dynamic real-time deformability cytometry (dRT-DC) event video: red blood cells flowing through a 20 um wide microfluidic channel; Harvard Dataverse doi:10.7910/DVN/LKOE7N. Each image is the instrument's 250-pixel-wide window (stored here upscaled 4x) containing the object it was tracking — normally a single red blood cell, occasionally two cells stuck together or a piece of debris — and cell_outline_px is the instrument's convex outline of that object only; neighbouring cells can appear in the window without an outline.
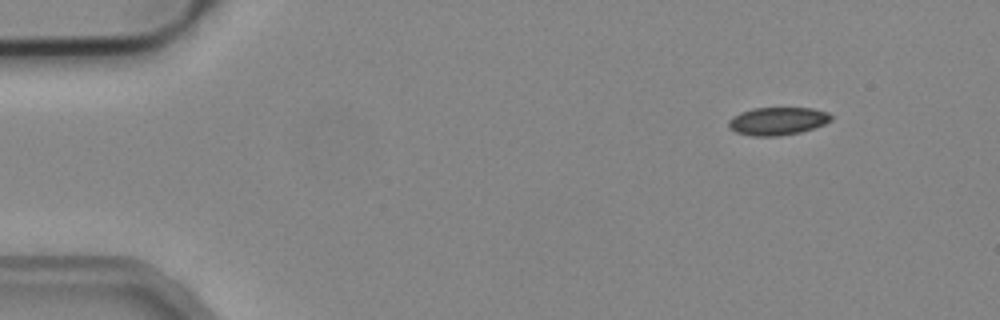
{"species": "common noctule bat (a hibernating species)", "species_latin": "Nyctalus noctula", "temperature_condition": "cold", "stored_images_in_passage": 5, "camera_frame_rate_fps": 3000, "um_per_image_px": 0.085, "animal": {"sex": "male", "body_mass_g": 19.2, "forearm_length_mm": 51.8}, "frame": {"image": 1, "passage_image": 1, "time_ms": 0.0, "image_size_px": [1000, 320], "cell_outline_px": [[832, 120], [824, 124], [800, 132], [776, 136], [752, 136], [736, 132], [728, 128], [728, 120], [732, 116], [740, 112], [752, 108], [812, 108], [828, 112], [832, 116]], "centroid_in_image_um": [66.06, 10.28], "position_along_channel_um": 18.9, "area_um2": 16.7}}
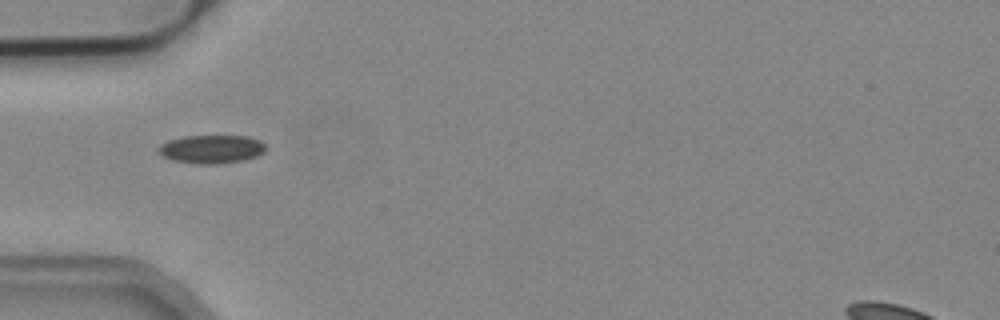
{"frame": {"image": 2, "passage_image": 4, "time_ms": 1.0, "image_size_px": [1000, 320], "cell_outline_px": [[268, 148], [264, 152], [256, 156], [244, 160], [216, 164], [196, 164], [172, 160], [164, 156], [156, 148], [160, 144], [168, 140], [184, 136], [248, 136], [260, 140]], "centroid_in_image_um": [17.99, 12.67], "position_along_channel_um": 67.0, "area_um2": 17.86}}